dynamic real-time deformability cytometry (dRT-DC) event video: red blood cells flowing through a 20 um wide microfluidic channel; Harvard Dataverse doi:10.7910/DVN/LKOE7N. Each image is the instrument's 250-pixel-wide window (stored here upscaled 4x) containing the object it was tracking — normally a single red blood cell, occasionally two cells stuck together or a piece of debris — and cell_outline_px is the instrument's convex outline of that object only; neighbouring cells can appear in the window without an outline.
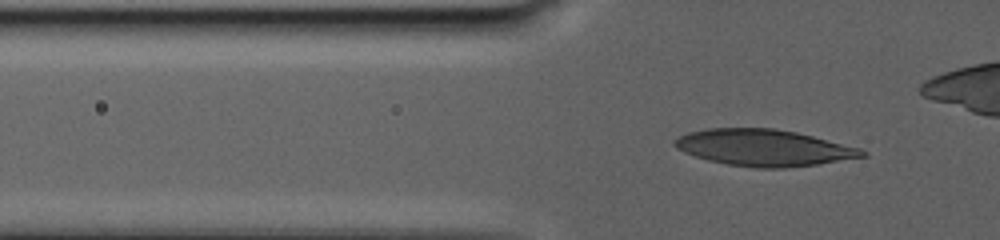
{"species": "human", "species_latin": "Homo sapiens", "temperature_condition": "warm", "stored_images_in_passage": 56, "camera_frame_rate_fps": 3000, "um_per_image_px": 0.085, "donor": {"sex": "male"}, "frame": {"image": 1, "passage_image": 21, "time_ms": 11.333, "image_size_px": [1000, 240], "cell_outline_px": [[868, 156], [816, 164], [784, 168], [756, 168], [728, 164], [708, 160], [684, 152], [676, 148], [672, 144], [672, 140], [688, 132], [708, 128], [776, 128], [796, 132], [860, 148], [868, 152]], "centroid_in_image_um": [64.91, 12.55], "position_along_channel_um": 60.9, "area_um2": 39.82}}
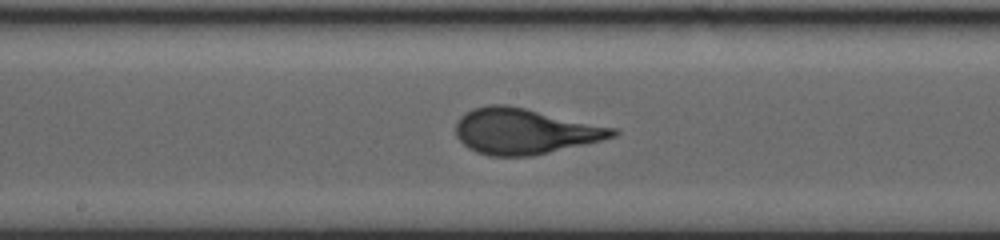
{"frame": {"image": 2, "passage_image": 35, "time_ms": 18.333, "image_size_px": [1000, 240], "cell_outline_px": [[620, 132], [616, 136], [584, 144], [532, 156], [488, 156], [476, 152], [468, 148], [456, 136], [456, 124], [460, 116], [464, 112], [472, 108], [488, 104], [508, 104], [616, 128]], "centroid_in_image_um": [44.55, 11.14], "position_along_channel_um": 203.6, "area_um2": 41.85}}
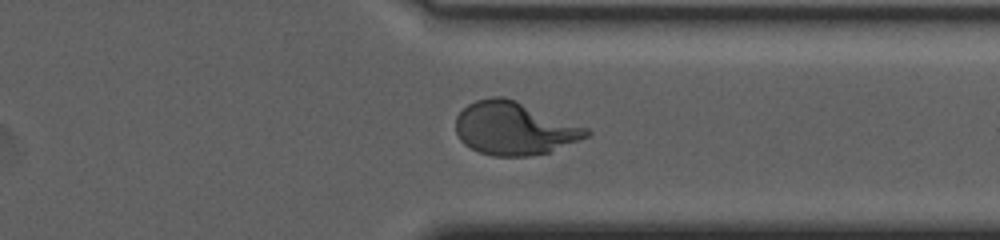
{"frame": {"image": 3, "passage_image": 49, "time_ms": 25.667, "image_size_px": [1000, 240], "cell_outline_px": [[592, 132], [588, 136], [548, 152], [528, 156], [492, 156], [480, 152], [464, 144], [460, 140], [456, 132], [456, 116], [468, 104], [476, 100], [492, 96], [504, 96], [516, 100], [588, 128]], "centroid_in_image_um": [43.69, 10.9], "position_along_channel_um": 367.7, "area_um2": 40.17}}